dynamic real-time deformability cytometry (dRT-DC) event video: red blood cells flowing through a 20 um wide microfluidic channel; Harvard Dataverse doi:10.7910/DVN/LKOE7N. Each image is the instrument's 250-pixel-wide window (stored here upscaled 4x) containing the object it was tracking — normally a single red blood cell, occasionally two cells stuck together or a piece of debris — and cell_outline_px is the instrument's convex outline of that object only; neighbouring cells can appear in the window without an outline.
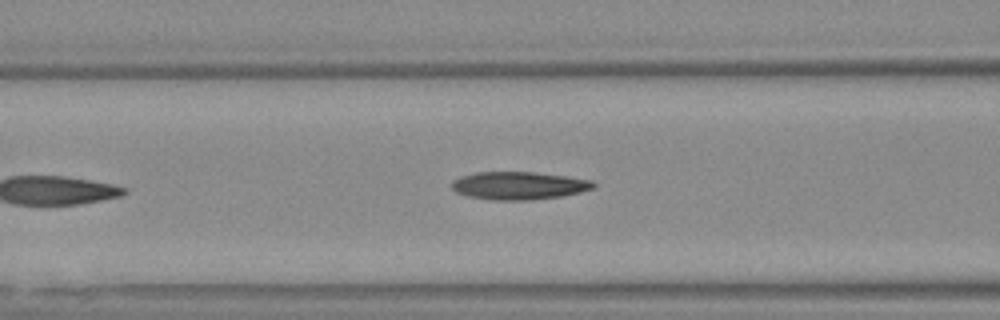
{"species": "Egyptian fruit bat (a non-hibernating species)", "species_latin": "Rousettus aegyptiacus", "temperature_condition": "warm", "stored_images_in_passage": 19, "camera_frame_rate_fps": 3000, "um_per_image_px": 0.085, "animal": {"sex": "female"}, "frame": {"image": 1, "passage_image": 4, "time_ms": 1.0, "image_size_px": [1000, 320], "cell_outline_px": [[596, 184], [592, 188], [580, 192], [560, 196], [524, 200], [492, 200], [468, 196], [456, 192], [452, 188], [452, 180], [460, 176], [476, 172], [536, 172], [592, 180]], "centroid_in_image_um": [44.06, 15.77], "position_along_channel_um": 122.5, "area_um2": 22.83}}